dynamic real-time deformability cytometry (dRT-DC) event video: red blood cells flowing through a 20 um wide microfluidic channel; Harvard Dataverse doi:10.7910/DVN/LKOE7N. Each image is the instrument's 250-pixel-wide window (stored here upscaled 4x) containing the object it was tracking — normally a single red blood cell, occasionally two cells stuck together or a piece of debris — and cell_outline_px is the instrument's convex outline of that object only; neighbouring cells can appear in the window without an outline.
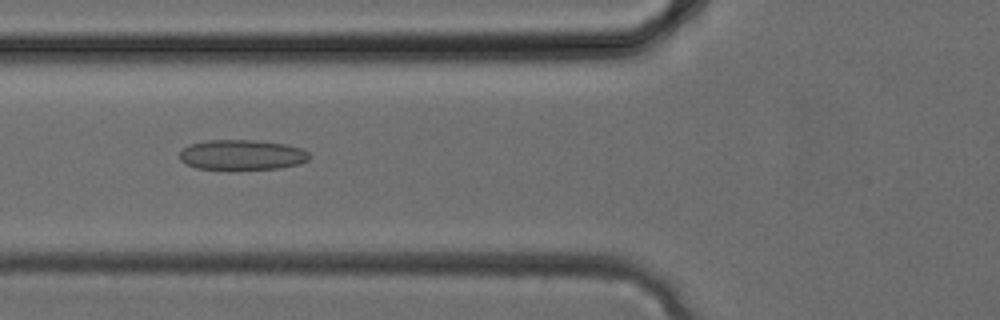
{"species": "common noctule bat (a hibernating species)", "species_latin": "Nyctalus noctula", "temperature_condition": "cold", "stored_images_in_passage": 29, "camera_frame_rate_fps": 3000, "um_per_image_px": 0.085, "animal": {"sex": "female", "body_mass_g": 24.6, "forearm_length_mm": 56.2}, "frame": {"image": 1, "passage_image": 8, "time_ms": 2.333, "image_size_px": [1000, 320], "cell_outline_px": [[312, 156], [308, 160], [300, 164], [280, 168], [232, 172], [228, 172], [196, 168], [180, 160], [180, 152], [188, 144], [208, 140], [252, 140], [284, 144], [300, 148], [308, 152]], "centroid_in_image_um": [20.55, 13.21], "position_along_channel_um": 105.2, "area_um2": 23.7}}
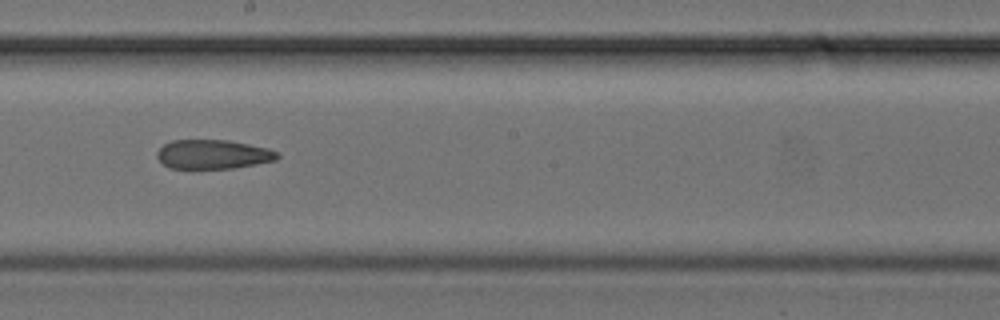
{"frame": {"image": 2, "passage_image": 14, "time_ms": 4.333, "image_size_px": [1000, 320], "cell_outline_px": [[280, 156], [276, 160], [256, 164], [232, 168], [168, 168], [156, 156], [156, 152], [164, 144], [172, 140], [228, 140], [268, 148], [280, 152]], "centroid_in_image_um": [18.12, 13.11], "position_along_channel_um": 230.1, "area_um2": 20.46}}
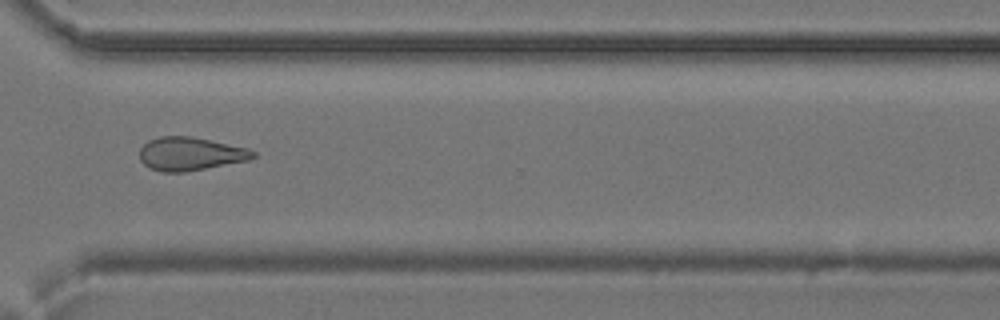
{"frame": {"image": 3, "passage_image": 20, "time_ms": 6.333, "image_size_px": [1000, 320], "cell_outline_px": [[256, 156], [248, 160], [184, 172], [160, 172], [148, 168], [140, 160], [140, 148], [148, 140], [160, 136], [192, 136], [248, 148], [256, 152]], "centroid_in_image_um": [16.15, 13.07], "position_along_channel_um": 354.5, "area_um2": 22.08}}